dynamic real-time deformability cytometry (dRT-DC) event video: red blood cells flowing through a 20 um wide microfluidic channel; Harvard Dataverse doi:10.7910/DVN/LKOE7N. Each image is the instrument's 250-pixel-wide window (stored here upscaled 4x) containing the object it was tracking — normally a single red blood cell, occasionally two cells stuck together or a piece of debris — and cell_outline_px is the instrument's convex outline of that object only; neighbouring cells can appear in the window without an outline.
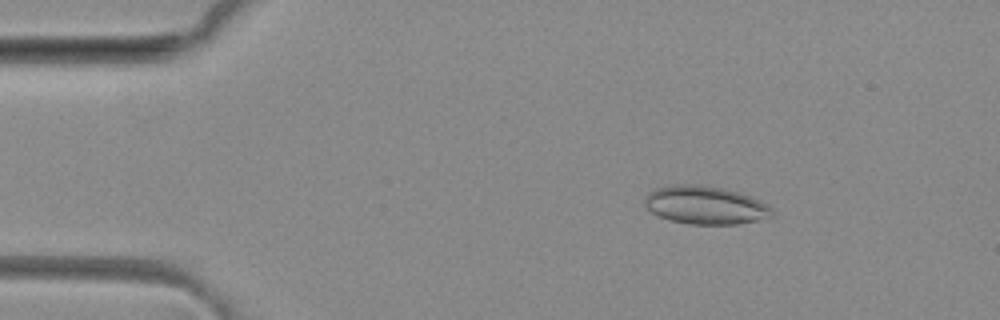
{"species": "common noctule bat (a hibernating species)", "species_latin": "Nyctalus noctula", "temperature_condition": "room temperature", "stored_images_in_passage": 50, "camera_frame_rate_fps": 3000, "um_per_image_px": 0.085, "animal": {"sex": "female", "body_mass_g": 29.2, "forearm_length_mm": 56.3}, "frame": {"image": 1, "passage_image": 8, "time_ms": 2.333, "image_size_px": [1000, 320], "cell_outline_px": [[772, 216], [756, 220], [736, 224], [688, 224], [668, 220], [652, 212], [644, 204], [644, 196], [652, 188], [676, 184], [696, 184], [724, 188], [740, 192], [760, 200], [768, 204], [772, 208]], "centroid_in_image_um": [59.92, 17.42], "position_along_channel_um": 25.1, "area_um2": 28.55}}
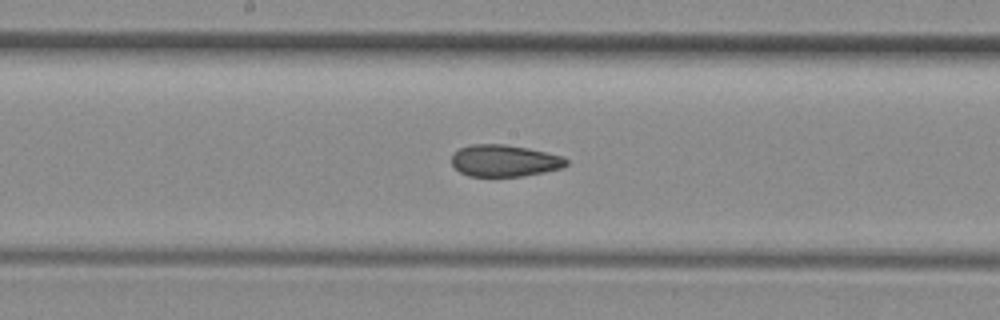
{"frame": {"image": 2, "passage_image": 26, "time_ms": 8.333, "image_size_px": [1000, 320], "cell_outline_px": [[568, 164], [564, 168], [524, 176], [468, 176], [460, 172], [452, 164], [452, 152], [460, 148], [472, 144], [504, 144], [528, 148], [564, 156], [568, 160]], "centroid_in_image_um": [42.9, 13.66], "position_along_channel_um": 205.3, "area_um2": 21.44}}
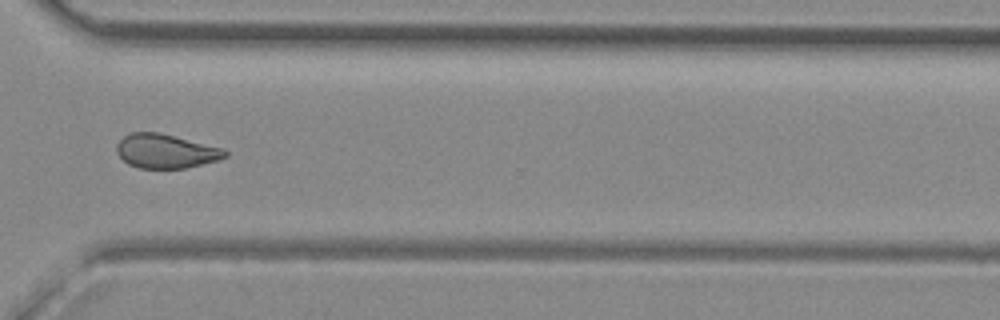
{"frame": {"image": 3, "passage_image": 37, "time_ms": 12.0, "image_size_px": [1000, 320], "cell_outline_px": [[228, 156], [220, 160], [184, 168], [140, 168], [128, 164], [116, 152], [116, 144], [124, 136], [132, 132], [160, 132], [224, 148], [228, 152]], "centroid_in_image_um": [14.12, 12.84], "position_along_channel_um": 356.5, "area_um2": 21.68}, "authors_computed_cell_mechanics": {"area_um2": 22.5998, "velocity_mm_per_s": 4.1253, "shape_relaxation_time_tau1_ms": null, "shape_relaxation_time_tau2_ms": 1.9158, "deformation_change_tau1": null, "deformation_change_tau2": 0.0644}}